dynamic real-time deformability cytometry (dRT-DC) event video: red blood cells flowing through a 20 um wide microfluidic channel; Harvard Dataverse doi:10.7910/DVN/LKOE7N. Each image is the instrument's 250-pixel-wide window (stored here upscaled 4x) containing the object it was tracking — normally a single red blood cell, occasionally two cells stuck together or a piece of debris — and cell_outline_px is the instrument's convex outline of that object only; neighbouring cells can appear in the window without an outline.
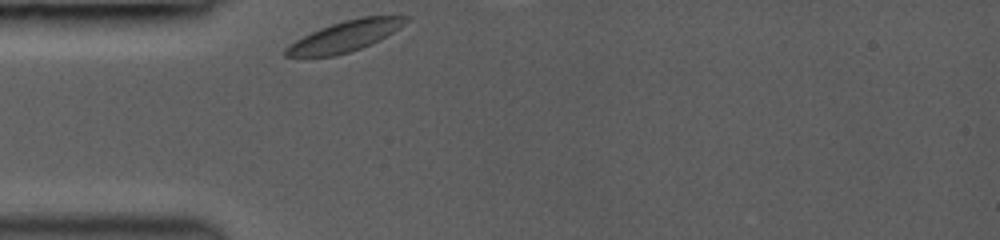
{"species": "common noctule bat (a hibernating species)", "species_latin": "Nyctalus noctula", "temperature_condition": "room temperature", "stored_images_in_passage": 4, "camera_frame_rate_fps": 3000, "um_per_image_px": 0.085, "animal": {"sex": "female", "body_mass_g": 19.0, "forearm_length_mm": 53.3}, "frame": {"image": 1, "passage_image": 1, "time_ms": 0.0, "image_size_px": [1000, 240], "cell_outline_px": [[408, 20], [392, 32], [380, 40], [372, 44], [348, 52], [332, 56], [284, 56], [284, 48], [296, 40], [320, 28], [344, 20], [360, 16], [408, 16]], "centroid_in_image_um": [29.31, 3.07], "position_along_channel_um": 55.7, "area_um2": 21.04}}